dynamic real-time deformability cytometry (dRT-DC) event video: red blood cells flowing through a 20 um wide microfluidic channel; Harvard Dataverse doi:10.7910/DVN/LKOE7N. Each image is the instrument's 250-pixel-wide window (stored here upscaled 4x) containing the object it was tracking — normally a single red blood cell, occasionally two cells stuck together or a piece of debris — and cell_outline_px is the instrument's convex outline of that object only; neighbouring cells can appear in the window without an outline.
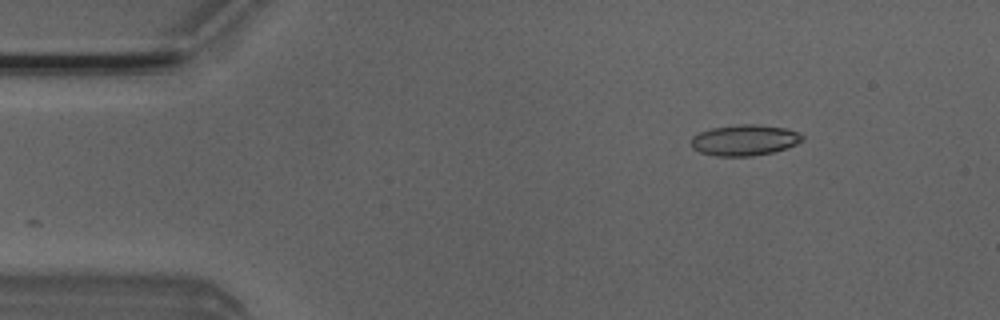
{"species": "Egyptian fruit bat (a non-hibernating species)", "species_latin": "Rousettus aegyptiacus", "temperature_condition": "room temperature", "stored_images_in_passage": 48, "camera_frame_rate_fps": 3000, "um_per_image_px": 0.085, "animal": {"sex": "male"}, "frame": {"image": 1, "passage_image": 4, "time_ms": 1.0, "image_size_px": [1000, 320], "cell_outline_px": [[804, 140], [796, 144], [772, 152], [752, 156], [716, 156], [700, 152], [692, 148], [692, 136], [700, 132], [712, 128], [740, 124], [756, 124], [784, 128], [800, 132], [804, 136]], "centroid_in_image_um": [63.3, 11.91], "position_along_channel_um": 21.7, "area_um2": 19.94}}
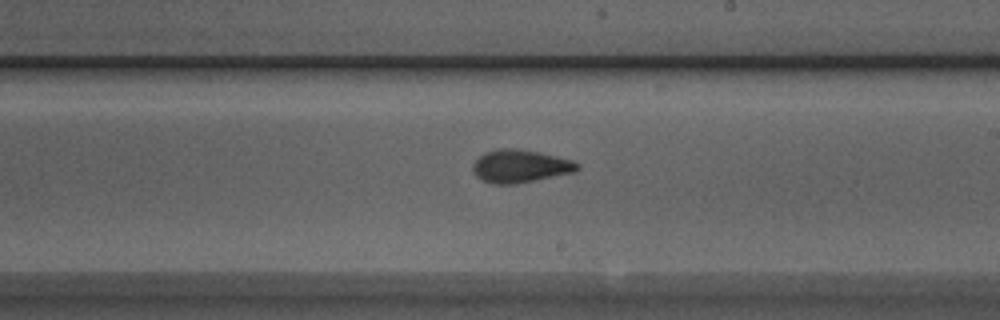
{"frame": {"image": 2, "passage_image": 26, "time_ms": 8.333, "image_size_px": [1000, 320], "cell_outline_px": [[580, 168], [576, 172], [516, 184], [492, 184], [476, 176], [472, 168], [472, 164], [484, 152], [496, 148], [516, 148], [556, 156], [572, 160], [580, 164]], "centroid_in_image_um": [44.22, 14.12], "position_along_channel_um": 244.8, "area_um2": 20.11}}
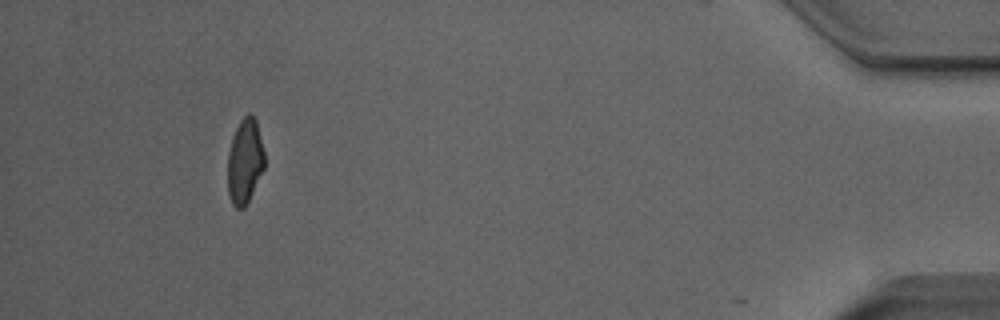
{"frame": {"image": 3, "passage_image": 44, "time_ms": 14.333, "image_size_px": [1000, 320], "cell_outline_px": [[264, 168], [244, 208], [236, 208], [232, 204], [228, 192], [228, 152], [232, 136], [240, 120], [248, 112], [256, 120], [264, 152]], "centroid_in_image_um": [20.8, 13.69], "position_along_channel_um": 414.4, "area_um2": 18.03}, "authors_computed_cell_mechanics": {"area_um2": 19.4208, "velocity_mm_per_s": 4.0445, "shape_relaxation_time_tau1_ms": 5.7314, "shape_relaxation_time_tau2_ms": 1.1899, "deformation_change_tau1": 0.1627, "deformation_change_tau2": 0.0666}}